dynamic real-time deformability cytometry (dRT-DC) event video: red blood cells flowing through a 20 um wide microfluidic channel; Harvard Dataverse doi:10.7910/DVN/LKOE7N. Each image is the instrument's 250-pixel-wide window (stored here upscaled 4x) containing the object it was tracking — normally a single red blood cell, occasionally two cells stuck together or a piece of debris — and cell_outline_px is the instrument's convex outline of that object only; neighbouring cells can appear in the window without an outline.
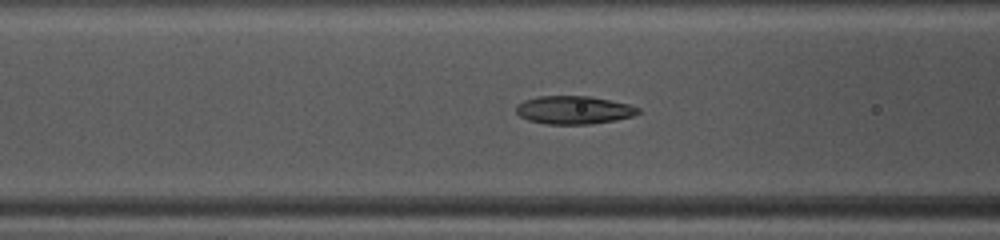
{"species": "common noctule bat (a hibernating species)", "species_latin": "Nyctalus noctula", "temperature_condition": "warm", "stored_images_in_passage": 41, "camera_frame_rate_fps": 3000, "um_per_image_px": 0.085, "animal": {"sex": "female", "body_mass_g": 10.0, "forearm_length_mm": 53.1}, "frame": {"image": 1, "passage_image": 11, "time_ms": 3.333, "image_size_px": [1000, 240], "cell_outline_px": [[640, 112], [632, 116], [616, 120], [592, 124], [548, 124], [528, 120], [520, 116], [516, 112], [516, 104], [524, 100], [536, 96], [588, 96], [628, 104], [640, 108]], "centroid_in_image_um": [48.75, 9.35], "position_along_channel_um": 117.9, "area_um2": 20.0}}
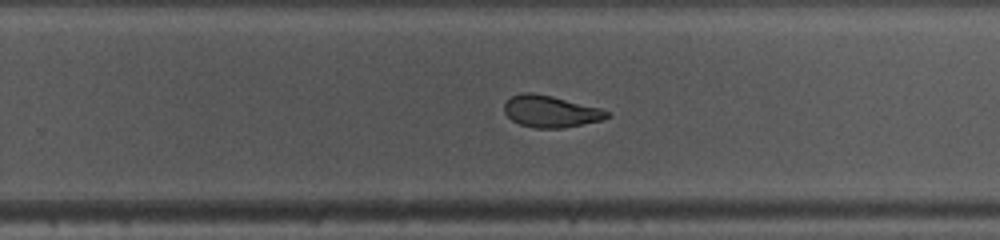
{"frame": {"image": 2, "passage_image": 23, "time_ms": 7.333, "image_size_px": [1000, 240], "cell_outline_px": [[612, 116], [600, 120], [560, 128], [532, 128], [520, 124], [512, 120], [504, 112], [504, 104], [512, 96], [524, 92], [532, 92], [552, 96], [600, 108], [608, 112]], "centroid_in_image_um": [46.77, 9.47], "position_along_channel_um": 283.0, "area_um2": 18.79}}
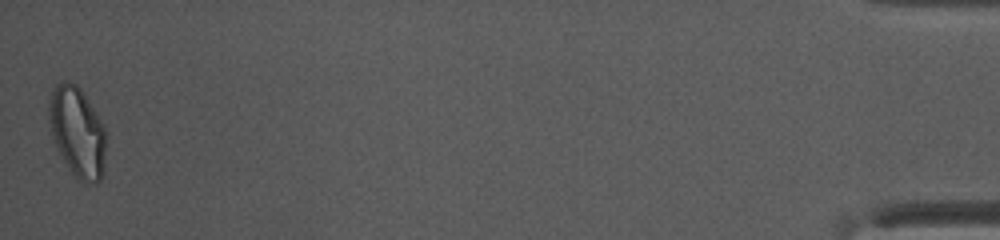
{"frame": {"image": 3, "passage_image": 41, "time_ms": 13.333, "image_size_px": [1000, 240], "cell_outline_px": [[108, 136], [104, 168], [100, 180], [96, 184], [88, 184], [80, 180], [72, 172], [64, 160], [56, 144], [48, 120], [48, 104], [52, 92], [56, 84], [64, 80], [76, 84], [80, 88], [104, 124]], "centroid_in_image_um": [6.62, 11.22], "position_along_channel_um": 428.6, "area_um2": 30.17}, "authors_computed_cell_mechanics": {"area_um2": 20.6346, "velocity_mm_per_s": 4.1343, "shape_relaxation_time_tau1_ms": 10.1143, "shape_relaxation_time_tau2_ms": 1.8123, "deformation_change_tau1": 0.2381, "deformation_change_tau2": 0.0802}}